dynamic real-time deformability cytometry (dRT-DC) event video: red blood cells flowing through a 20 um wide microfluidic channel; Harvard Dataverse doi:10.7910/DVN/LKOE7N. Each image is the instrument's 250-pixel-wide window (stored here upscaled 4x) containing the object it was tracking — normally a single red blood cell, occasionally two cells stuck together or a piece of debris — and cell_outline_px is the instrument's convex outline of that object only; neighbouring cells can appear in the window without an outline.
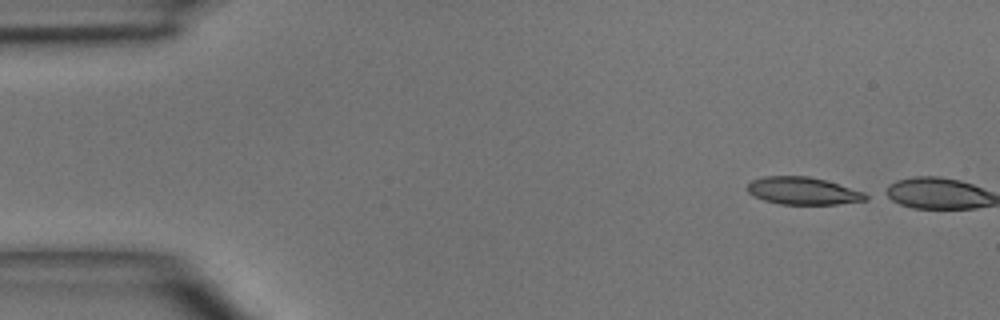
{"species": "common noctule bat (a hibernating species)", "species_latin": "Nyctalus noctula", "temperature_condition": "room temperature", "stored_images_in_passage": 2, "camera_frame_rate_fps": 3000, "um_per_image_px": 0.085, "animal": {"sex": "male", "body_mass_g": 15.6}, "frame": {"image": 1, "passage_image": 1, "time_ms": 0.0, "image_size_px": [1000, 320], "cell_outline_px": [[872, 196], [868, 200], [836, 204], [780, 204], [764, 200], [748, 192], [748, 184], [752, 180], [764, 176], [808, 176], [824, 180], [864, 192]], "centroid_in_image_um": [68.29, 16.23], "position_along_channel_um": 16.7, "area_um2": 18.79}}